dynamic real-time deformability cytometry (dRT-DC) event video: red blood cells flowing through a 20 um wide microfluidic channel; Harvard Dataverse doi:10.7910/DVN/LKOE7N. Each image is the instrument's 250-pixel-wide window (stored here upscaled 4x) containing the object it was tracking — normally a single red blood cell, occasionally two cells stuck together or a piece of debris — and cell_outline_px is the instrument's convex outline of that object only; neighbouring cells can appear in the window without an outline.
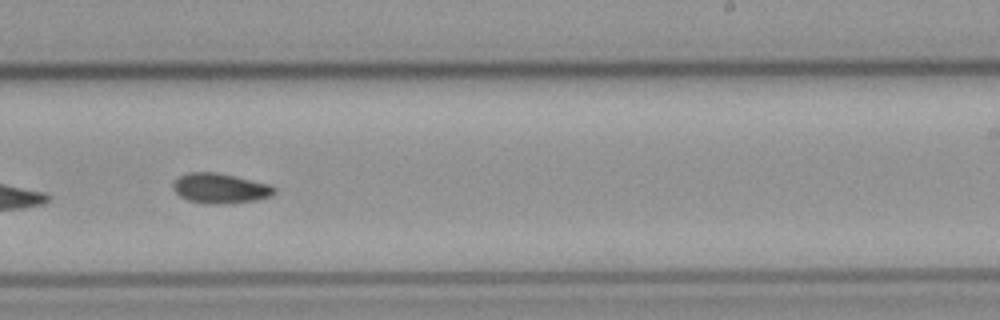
{"species": "common noctule bat (a hibernating species)", "species_latin": "Nyctalus noctula", "temperature_condition": "cold", "stored_images_in_passage": 6, "camera_frame_rate_fps": 3000, "um_per_image_px": 0.085, "animal": {"sex": "male", "body_mass_g": 23.1, "forearm_length_mm": 52.7}, "frame": {"image": 1, "passage_image": 6, "time_ms": 1.667, "image_size_px": [1000, 320], "cell_outline_px": [[276, 192], [272, 196], [256, 200], [224, 204], [204, 204], [188, 200], [180, 196], [172, 188], [172, 184], [180, 176], [188, 172], [216, 172], [268, 184], [276, 188]], "centroid_in_image_um": [18.7, 16.02], "position_along_channel_um": 270.3, "area_um2": 17.69}}